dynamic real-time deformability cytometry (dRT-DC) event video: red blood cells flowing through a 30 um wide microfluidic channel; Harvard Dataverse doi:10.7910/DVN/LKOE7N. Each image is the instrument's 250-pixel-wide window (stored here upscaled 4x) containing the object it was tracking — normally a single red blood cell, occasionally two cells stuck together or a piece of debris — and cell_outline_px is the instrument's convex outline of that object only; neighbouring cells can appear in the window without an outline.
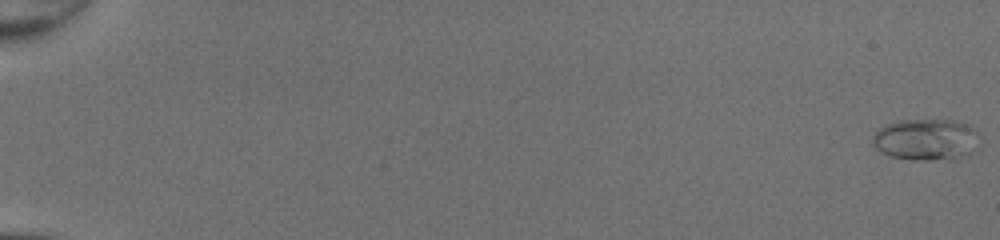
{"species": "common noctule bat (a hibernating species)", "species_latin": "Nyctalus noctula", "temperature_condition": "room temperature", "stored_images_in_passage": 51, "camera_frame_rate_fps": 3000, "um_per_image_px": 0.085, "animal": {"sex": "female", "body_mass_g": 20.0, "forearm_length_mm": 54.0}, "frame": {"image": 1, "passage_image": 1, "time_ms": 0.0, "image_size_px": [1000, 240], "cell_outline_px": [[976, 132], [972, 152], [968, 156], [928, 160], [916, 160], [892, 156], [876, 148], [872, 144], [872, 136], [880, 128], [888, 124], [900, 120], [956, 120], [972, 124], [976, 128]], "centroid_in_image_um": [78.7, 11.84], "position_along_channel_um": 6.3, "area_um2": 25.49}}
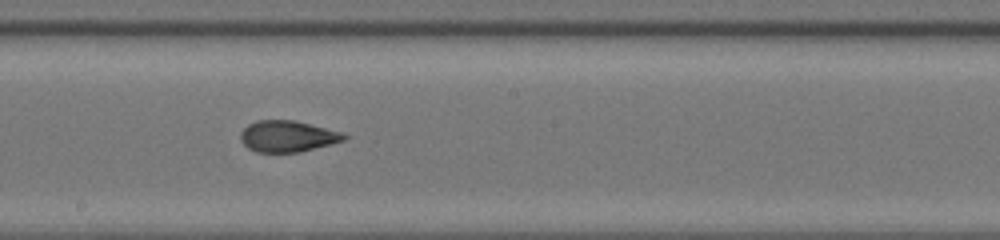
{"frame": {"image": 2, "passage_image": 31, "time_ms": 10.0, "image_size_px": [1000, 240], "cell_outline_px": [[348, 136], [344, 140], [332, 144], [300, 152], [256, 152], [248, 148], [240, 140], [240, 132], [248, 124], [256, 120], [296, 120], [344, 132]], "centroid_in_image_um": [24.46, 11.57], "position_along_channel_um": 223.7, "area_um2": 19.13}}
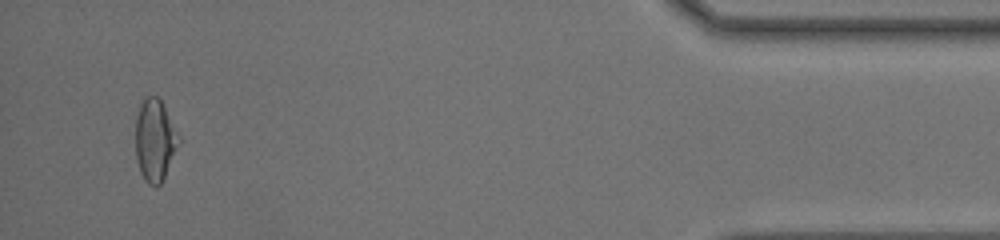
{"frame": {"image": 3, "passage_image": 49, "time_ms": 16.0, "image_size_px": [1000, 240], "cell_outline_px": [[180, 140], [164, 176], [160, 184], [156, 188], [148, 184], [144, 180], [140, 172], [136, 160], [136, 116], [140, 104], [144, 96], [160, 96], [180, 136]], "centroid_in_image_um": [13.15, 11.88], "position_along_channel_um": 422.0, "area_um2": 20.81}, "authors_computed_cell_mechanics": {"area_um2": 19.9988, "velocity_mm_per_s": 4.351, "shape_relaxation_time_tau1_ms": null, "shape_relaxation_time_tau2_ms": 1.1536, "deformation_change_tau1": null, "deformation_change_tau2": 0.0774}}